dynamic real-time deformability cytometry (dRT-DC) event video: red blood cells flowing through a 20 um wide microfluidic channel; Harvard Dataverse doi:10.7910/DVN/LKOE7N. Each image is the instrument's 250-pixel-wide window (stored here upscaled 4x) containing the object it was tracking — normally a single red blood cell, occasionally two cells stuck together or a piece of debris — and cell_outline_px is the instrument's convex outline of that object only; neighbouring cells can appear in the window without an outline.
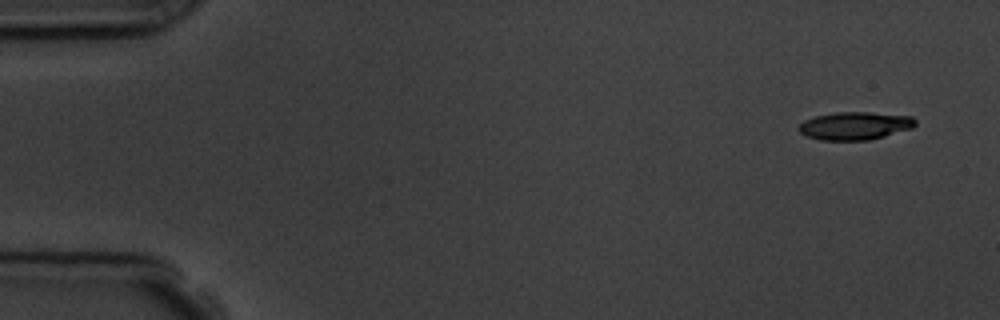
{"species": "common noctule bat (a hibernating species)", "species_latin": "Nyctalus noctula", "temperature_condition": "room temperature", "stored_images_in_passage": 11, "camera_frame_rate_fps": 3000, "um_per_image_px": 0.085, "animal": {"sex": "male", "body_mass_g": 19.5, "forearm_length_mm": 54.6}, "frame": {"image": 1, "passage_image": 1, "time_ms": 0.0, "image_size_px": [1000, 320], "cell_outline_px": [[916, 124], [912, 128], [884, 136], [868, 140], [820, 140], [808, 136], [800, 132], [796, 128], [804, 120], [816, 116], [836, 112], [868, 112], [912, 116], [916, 120]], "centroid_in_image_um": [72.66, 10.69], "position_along_channel_um": 12.3, "area_um2": 18.9}}
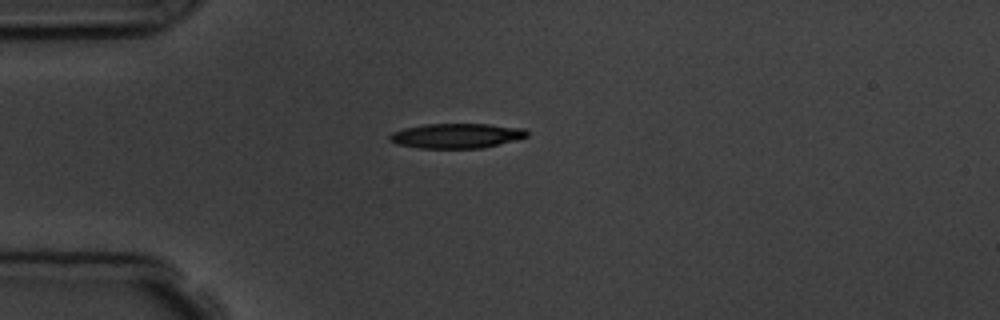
{"frame": {"image": 2, "passage_image": 4, "time_ms": 3.667, "image_size_px": [1000, 320], "cell_outline_px": [[528, 136], [516, 140], [480, 148], [420, 148], [396, 144], [388, 140], [388, 136], [392, 132], [404, 128], [424, 124], [488, 124], [524, 128], [528, 132]], "centroid_in_image_um": [38.77, 11.54], "position_along_channel_um": 46.2, "area_um2": 19.88}}
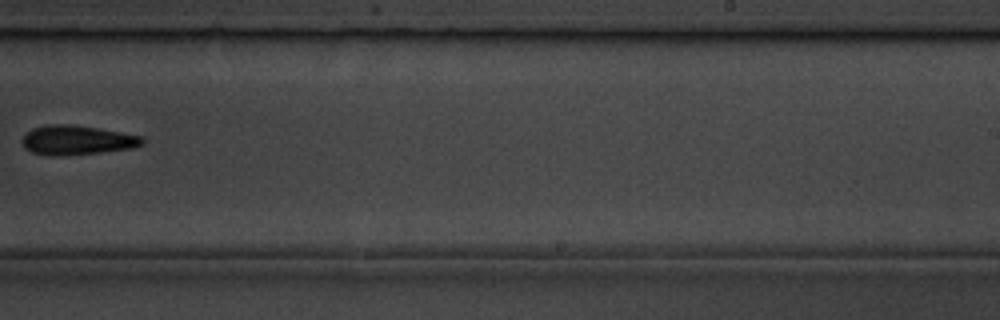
{"frame": {"image": 3, "passage_image": 10, "time_ms": 10.333, "image_size_px": [1000, 320], "cell_outline_px": [[144, 144], [132, 148], [100, 152], [60, 156], [52, 156], [32, 152], [24, 148], [20, 140], [32, 128], [48, 124], [68, 124], [100, 128], [144, 136]], "centroid_in_image_um": [6.55, 11.9], "position_along_channel_um": 282.5, "area_um2": 20.75}}